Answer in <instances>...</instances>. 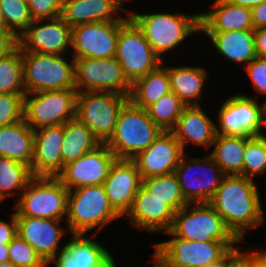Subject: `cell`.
<instances>
[{
	"label": "cell",
	"instance_id": "45",
	"mask_svg": "<svg viewBox=\"0 0 266 267\" xmlns=\"http://www.w3.org/2000/svg\"><path fill=\"white\" fill-rule=\"evenodd\" d=\"M253 38L257 58L266 59V27L253 29Z\"/></svg>",
	"mask_w": 266,
	"mask_h": 267
},
{
	"label": "cell",
	"instance_id": "55",
	"mask_svg": "<svg viewBox=\"0 0 266 267\" xmlns=\"http://www.w3.org/2000/svg\"><path fill=\"white\" fill-rule=\"evenodd\" d=\"M252 267H264L252 254H251Z\"/></svg>",
	"mask_w": 266,
	"mask_h": 267
},
{
	"label": "cell",
	"instance_id": "40",
	"mask_svg": "<svg viewBox=\"0 0 266 267\" xmlns=\"http://www.w3.org/2000/svg\"><path fill=\"white\" fill-rule=\"evenodd\" d=\"M25 94H0V127L23 120Z\"/></svg>",
	"mask_w": 266,
	"mask_h": 267
},
{
	"label": "cell",
	"instance_id": "7",
	"mask_svg": "<svg viewBox=\"0 0 266 267\" xmlns=\"http://www.w3.org/2000/svg\"><path fill=\"white\" fill-rule=\"evenodd\" d=\"M68 191L57 177H33L19 193L15 215L62 220L67 215Z\"/></svg>",
	"mask_w": 266,
	"mask_h": 267
},
{
	"label": "cell",
	"instance_id": "46",
	"mask_svg": "<svg viewBox=\"0 0 266 267\" xmlns=\"http://www.w3.org/2000/svg\"><path fill=\"white\" fill-rule=\"evenodd\" d=\"M253 28H264L266 27V0L251 8Z\"/></svg>",
	"mask_w": 266,
	"mask_h": 267
},
{
	"label": "cell",
	"instance_id": "30",
	"mask_svg": "<svg viewBox=\"0 0 266 267\" xmlns=\"http://www.w3.org/2000/svg\"><path fill=\"white\" fill-rule=\"evenodd\" d=\"M159 66L131 84L128 100L139 108L146 109L171 91L166 67Z\"/></svg>",
	"mask_w": 266,
	"mask_h": 267
},
{
	"label": "cell",
	"instance_id": "31",
	"mask_svg": "<svg viewBox=\"0 0 266 267\" xmlns=\"http://www.w3.org/2000/svg\"><path fill=\"white\" fill-rule=\"evenodd\" d=\"M211 146H214V150L208 155L220 167L224 175L243 176L246 137L217 134Z\"/></svg>",
	"mask_w": 266,
	"mask_h": 267
},
{
	"label": "cell",
	"instance_id": "57",
	"mask_svg": "<svg viewBox=\"0 0 266 267\" xmlns=\"http://www.w3.org/2000/svg\"><path fill=\"white\" fill-rule=\"evenodd\" d=\"M20 1L25 2V3H28L29 0H20Z\"/></svg>",
	"mask_w": 266,
	"mask_h": 267
},
{
	"label": "cell",
	"instance_id": "28",
	"mask_svg": "<svg viewBox=\"0 0 266 267\" xmlns=\"http://www.w3.org/2000/svg\"><path fill=\"white\" fill-rule=\"evenodd\" d=\"M219 54L238 64H249L257 58L253 30L205 32ZM243 62V63H242Z\"/></svg>",
	"mask_w": 266,
	"mask_h": 267
},
{
	"label": "cell",
	"instance_id": "56",
	"mask_svg": "<svg viewBox=\"0 0 266 267\" xmlns=\"http://www.w3.org/2000/svg\"><path fill=\"white\" fill-rule=\"evenodd\" d=\"M0 267H17V266H15L12 262L8 261V262L0 263Z\"/></svg>",
	"mask_w": 266,
	"mask_h": 267
},
{
	"label": "cell",
	"instance_id": "18",
	"mask_svg": "<svg viewBox=\"0 0 266 267\" xmlns=\"http://www.w3.org/2000/svg\"><path fill=\"white\" fill-rule=\"evenodd\" d=\"M184 153L174 134L163 131L147 149L132 160L144 179L174 172Z\"/></svg>",
	"mask_w": 266,
	"mask_h": 267
},
{
	"label": "cell",
	"instance_id": "48",
	"mask_svg": "<svg viewBox=\"0 0 266 267\" xmlns=\"http://www.w3.org/2000/svg\"><path fill=\"white\" fill-rule=\"evenodd\" d=\"M227 1L232 3V4L247 7V8L251 9L255 6H258L259 4L264 2L265 0H227Z\"/></svg>",
	"mask_w": 266,
	"mask_h": 267
},
{
	"label": "cell",
	"instance_id": "49",
	"mask_svg": "<svg viewBox=\"0 0 266 267\" xmlns=\"http://www.w3.org/2000/svg\"><path fill=\"white\" fill-rule=\"evenodd\" d=\"M250 253L264 266L266 267V251L263 250H254Z\"/></svg>",
	"mask_w": 266,
	"mask_h": 267
},
{
	"label": "cell",
	"instance_id": "25",
	"mask_svg": "<svg viewBox=\"0 0 266 267\" xmlns=\"http://www.w3.org/2000/svg\"><path fill=\"white\" fill-rule=\"evenodd\" d=\"M171 132L181 144L183 151L185 144L191 141L195 145L209 148L217 135L215 123L200 105L186 106Z\"/></svg>",
	"mask_w": 266,
	"mask_h": 267
},
{
	"label": "cell",
	"instance_id": "21",
	"mask_svg": "<svg viewBox=\"0 0 266 267\" xmlns=\"http://www.w3.org/2000/svg\"><path fill=\"white\" fill-rule=\"evenodd\" d=\"M17 235L29 243L48 264L58 253L65 232L58 227L61 220L16 216Z\"/></svg>",
	"mask_w": 266,
	"mask_h": 267
},
{
	"label": "cell",
	"instance_id": "54",
	"mask_svg": "<svg viewBox=\"0 0 266 267\" xmlns=\"http://www.w3.org/2000/svg\"><path fill=\"white\" fill-rule=\"evenodd\" d=\"M154 257L156 259V261H154V264L152 267H169L167 264H165L159 257H157L154 254Z\"/></svg>",
	"mask_w": 266,
	"mask_h": 267
},
{
	"label": "cell",
	"instance_id": "51",
	"mask_svg": "<svg viewBox=\"0 0 266 267\" xmlns=\"http://www.w3.org/2000/svg\"><path fill=\"white\" fill-rule=\"evenodd\" d=\"M8 245H0V263L8 262Z\"/></svg>",
	"mask_w": 266,
	"mask_h": 267
},
{
	"label": "cell",
	"instance_id": "26",
	"mask_svg": "<svg viewBox=\"0 0 266 267\" xmlns=\"http://www.w3.org/2000/svg\"><path fill=\"white\" fill-rule=\"evenodd\" d=\"M213 8L199 14L200 31L226 32L253 30L251 9L232 4L227 0H215Z\"/></svg>",
	"mask_w": 266,
	"mask_h": 267
},
{
	"label": "cell",
	"instance_id": "53",
	"mask_svg": "<svg viewBox=\"0 0 266 267\" xmlns=\"http://www.w3.org/2000/svg\"><path fill=\"white\" fill-rule=\"evenodd\" d=\"M0 31H9L0 8Z\"/></svg>",
	"mask_w": 266,
	"mask_h": 267
},
{
	"label": "cell",
	"instance_id": "39",
	"mask_svg": "<svg viewBox=\"0 0 266 267\" xmlns=\"http://www.w3.org/2000/svg\"><path fill=\"white\" fill-rule=\"evenodd\" d=\"M9 261L17 267H46L38 252L18 235L8 244Z\"/></svg>",
	"mask_w": 266,
	"mask_h": 267
},
{
	"label": "cell",
	"instance_id": "9",
	"mask_svg": "<svg viewBox=\"0 0 266 267\" xmlns=\"http://www.w3.org/2000/svg\"><path fill=\"white\" fill-rule=\"evenodd\" d=\"M194 205L190 209V203H187L174 213L170 231L176 237L199 242L240 241L209 203Z\"/></svg>",
	"mask_w": 266,
	"mask_h": 267
},
{
	"label": "cell",
	"instance_id": "47",
	"mask_svg": "<svg viewBox=\"0 0 266 267\" xmlns=\"http://www.w3.org/2000/svg\"><path fill=\"white\" fill-rule=\"evenodd\" d=\"M226 267H252L251 253L250 252H239Z\"/></svg>",
	"mask_w": 266,
	"mask_h": 267
},
{
	"label": "cell",
	"instance_id": "27",
	"mask_svg": "<svg viewBox=\"0 0 266 267\" xmlns=\"http://www.w3.org/2000/svg\"><path fill=\"white\" fill-rule=\"evenodd\" d=\"M34 130L23 120L0 127V156L22 162L31 168Z\"/></svg>",
	"mask_w": 266,
	"mask_h": 267
},
{
	"label": "cell",
	"instance_id": "22",
	"mask_svg": "<svg viewBox=\"0 0 266 267\" xmlns=\"http://www.w3.org/2000/svg\"><path fill=\"white\" fill-rule=\"evenodd\" d=\"M72 236L48 264L55 262L54 267H116L112 254L100 243L85 234Z\"/></svg>",
	"mask_w": 266,
	"mask_h": 267
},
{
	"label": "cell",
	"instance_id": "33",
	"mask_svg": "<svg viewBox=\"0 0 266 267\" xmlns=\"http://www.w3.org/2000/svg\"><path fill=\"white\" fill-rule=\"evenodd\" d=\"M142 186L154 197L164 201L174 212L186 204L180 184L174 172L142 179Z\"/></svg>",
	"mask_w": 266,
	"mask_h": 267
},
{
	"label": "cell",
	"instance_id": "42",
	"mask_svg": "<svg viewBox=\"0 0 266 267\" xmlns=\"http://www.w3.org/2000/svg\"><path fill=\"white\" fill-rule=\"evenodd\" d=\"M245 68L256 91L266 94V59L255 58Z\"/></svg>",
	"mask_w": 266,
	"mask_h": 267
},
{
	"label": "cell",
	"instance_id": "8",
	"mask_svg": "<svg viewBox=\"0 0 266 267\" xmlns=\"http://www.w3.org/2000/svg\"><path fill=\"white\" fill-rule=\"evenodd\" d=\"M128 101V96L115 92H78L75 118L85 124L101 144H106Z\"/></svg>",
	"mask_w": 266,
	"mask_h": 267
},
{
	"label": "cell",
	"instance_id": "24",
	"mask_svg": "<svg viewBox=\"0 0 266 267\" xmlns=\"http://www.w3.org/2000/svg\"><path fill=\"white\" fill-rule=\"evenodd\" d=\"M124 1L127 0H64L61 17L71 28L91 22L127 20L128 16L114 18L123 9Z\"/></svg>",
	"mask_w": 266,
	"mask_h": 267
},
{
	"label": "cell",
	"instance_id": "15",
	"mask_svg": "<svg viewBox=\"0 0 266 267\" xmlns=\"http://www.w3.org/2000/svg\"><path fill=\"white\" fill-rule=\"evenodd\" d=\"M126 20L91 22L72 27L73 58L115 57L119 27Z\"/></svg>",
	"mask_w": 266,
	"mask_h": 267
},
{
	"label": "cell",
	"instance_id": "16",
	"mask_svg": "<svg viewBox=\"0 0 266 267\" xmlns=\"http://www.w3.org/2000/svg\"><path fill=\"white\" fill-rule=\"evenodd\" d=\"M116 159L106 144H100L76 161L65 165L57 178L68 190L82 186L103 185Z\"/></svg>",
	"mask_w": 266,
	"mask_h": 267
},
{
	"label": "cell",
	"instance_id": "34",
	"mask_svg": "<svg viewBox=\"0 0 266 267\" xmlns=\"http://www.w3.org/2000/svg\"><path fill=\"white\" fill-rule=\"evenodd\" d=\"M32 178L29 166L0 156V202L14 195L15 189L23 191Z\"/></svg>",
	"mask_w": 266,
	"mask_h": 267
},
{
	"label": "cell",
	"instance_id": "36",
	"mask_svg": "<svg viewBox=\"0 0 266 267\" xmlns=\"http://www.w3.org/2000/svg\"><path fill=\"white\" fill-rule=\"evenodd\" d=\"M186 105L169 92L146 108L149 118L162 130L171 131Z\"/></svg>",
	"mask_w": 266,
	"mask_h": 267
},
{
	"label": "cell",
	"instance_id": "12",
	"mask_svg": "<svg viewBox=\"0 0 266 267\" xmlns=\"http://www.w3.org/2000/svg\"><path fill=\"white\" fill-rule=\"evenodd\" d=\"M73 59L77 92H115L129 96L131 84L115 57Z\"/></svg>",
	"mask_w": 266,
	"mask_h": 267
},
{
	"label": "cell",
	"instance_id": "14",
	"mask_svg": "<svg viewBox=\"0 0 266 267\" xmlns=\"http://www.w3.org/2000/svg\"><path fill=\"white\" fill-rule=\"evenodd\" d=\"M262 109L257 101L245 94L234 95L223 102L218 112L216 134L224 136H260ZM219 126V128L217 127Z\"/></svg>",
	"mask_w": 266,
	"mask_h": 267
},
{
	"label": "cell",
	"instance_id": "1",
	"mask_svg": "<svg viewBox=\"0 0 266 267\" xmlns=\"http://www.w3.org/2000/svg\"><path fill=\"white\" fill-rule=\"evenodd\" d=\"M256 185L253 179L241 175H225L209 201L240 241L245 230L265 222Z\"/></svg>",
	"mask_w": 266,
	"mask_h": 267
},
{
	"label": "cell",
	"instance_id": "32",
	"mask_svg": "<svg viewBox=\"0 0 266 267\" xmlns=\"http://www.w3.org/2000/svg\"><path fill=\"white\" fill-rule=\"evenodd\" d=\"M100 144L85 124L77 118L68 120L64 123V140L61 149L63 168Z\"/></svg>",
	"mask_w": 266,
	"mask_h": 267
},
{
	"label": "cell",
	"instance_id": "20",
	"mask_svg": "<svg viewBox=\"0 0 266 267\" xmlns=\"http://www.w3.org/2000/svg\"><path fill=\"white\" fill-rule=\"evenodd\" d=\"M109 203L122 216L130 210L142 186V178L133 160L116 159L103 183Z\"/></svg>",
	"mask_w": 266,
	"mask_h": 267
},
{
	"label": "cell",
	"instance_id": "43",
	"mask_svg": "<svg viewBox=\"0 0 266 267\" xmlns=\"http://www.w3.org/2000/svg\"><path fill=\"white\" fill-rule=\"evenodd\" d=\"M17 235V220L15 212L11 215V221L0 220V245H8Z\"/></svg>",
	"mask_w": 266,
	"mask_h": 267
},
{
	"label": "cell",
	"instance_id": "35",
	"mask_svg": "<svg viewBox=\"0 0 266 267\" xmlns=\"http://www.w3.org/2000/svg\"><path fill=\"white\" fill-rule=\"evenodd\" d=\"M0 94H26L22 51L18 46L9 54L0 57Z\"/></svg>",
	"mask_w": 266,
	"mask_h": 267
},
{
	"label": "cell",
	"instance_id": "17",
	"mask_svg": "<svg viewBox=\"0 0 266 267\" xmlns=\"http://www.w3.org/2000/svg\"><path fill=\"white\" fill-rule=\"evenodd\" d=\"M44 19L33 20L17 37L21 51L63 55L71 46V27L61 16L48 19V23L40 24ZM40 24V25H38Z\"/></svg>",
	"mask_w": 266,
	"mask_h": 267
},
{
	"label": "cell",
	"instance_id": "38",
	"mask_svg": "<svg viewBox=\"0 0 266 267\" xmlns=\"http://www.w3.org/2000/svg\"><path fill=\"white\" fill-rule=\"evenodd\" d=\"M0 8L8 30L16 37L33 21L27 3L20 0H0Z\"/></svg>",
	"mask_w": 266,
	"mask_h": 267
},
{
	"label": "cell",
	"instance_id": "23",
	"mask_svg": "<svg viewBox=\"0 0 266 267\" xmlns=\"http://www.w3.org/2000/svg\"><path fill=\"white\" fill-rule=\"evenodd\" d=\"M174 213L164 201L154 197L141 186L126 215L129 216L130 225H134L137 229L155 232L169 231L174 221Z\"/></svg>",
	"mask_w": 266,
	"mask_h": 267
},
{
	"label": "cell",
	"instance_id": "5",
	"mask_svg": "<svg viewBox=\"0 0 266 267\" xmlns=\"http://www.w3.org/2000/svg\"><path fill=\"white\" fill-rule=\"evenodd\" d=\"M174 236L166 242L156 243L154 254L169 267H204L217 262H224L237 247L239 241L199 242L176 237L170 230L165 231Z\"/></svg>",
	"mask_w": 266,
	"mask_h": 267
},
{
	"label": "cell",
	"instance_id": "52",
	"mask_svg": "<svg viewBox=\"0 0 266 267\" xmlns=\"http://www.w3.org/2000/svg\"><path fill=\"white\" fill-rule=\"evenodd\" d=\"M262 106H263V109H262V128H263V126H266V101L264 102V104H262ZM260 136L266 138V136L263 135V133H261Z\"/></svg>",
	"mask_w": 266,
	"mask_h": 267
},
{
	"label": "cell",
	"instance_id": "50",
	"mask_svg": "<svg viewBox=\"0 0 266 267\" xmlns=\"http://www.w3.org/2000/svg\"><path fill=\"white\" fill-rule=\"evenodd\" d=\"M240 249L235 250L224 262H217L204 267H226L227 264L240 252Z\"/></svg>",
	"mask_w": 266,
	"mask_h": 267
},
{
	"label": "cell",
	"instance_id": "29",
	"mask_svg": "<svg viewBox=\"0 0 266 267\" xmlns=\"http://www.w3.org/2000/svg\"><path fill=\"white\" fill-rule=\"evenodd\" d=\"M166 69L170 79L171 92L186 106L200 105L197 99L201 97L208 72L199 66L167 67Z\"/></svg>",
	"mask_w": 266,
	"mask_h": 267
},
{
	"label": "cell",
	"instance_id": "6",
	"mask_svg": "<svg viewBox=\"0 0 266 267\" xmlns=\"http://www.w3.org/2000/svg\"><path fill=\"white\" fill-rule=\"evenodd\" d=\"M70 62L63 55L22 51L26 93L75 89L74 59Z\"/></svg>",
	"mask_w": 266,
	"mask_h": 267
},
{
	"label": "cell",
	"instance_id": "11",
	"mask_svg": "<svg viewBox=\"0 0 266 267\" xmlns=\"http://www.w3.org/2000/svg\"><path fill=\"white\" fill-rule=\"evenodd\" d=\"M115 58L122 66L124 76L130 84L154 71L162 63L129 15L119 27Z\"/></svg>",
	"mask_w": 266,
	"mask_h": 267
},
{
	"label": "cell",
	"instance_id": "13",
	"mask_svg": "<svg viewBox=\"0 0 266 267\" xmlns=\"http://www.w3.org/2000/svg\"><path fill=\"white\" fill-rule=\"evenodd\" d=\"M184 158L183 155L174 171L184 199L187 203H209L220 186L224 173L209 155L204 159L190 161ZM208 172L211 173L210 176Z\"/></svg>",
	"mask_w": 266,
	"mask_h": 267
},
{
	"label": "cell",
	"instance_id": "37",
	"mask_svg": "<svg viewBox=\"0 0 266 267\" xmlns=\"http://www.w3.org/2000/svg\"><path fill=\"white\" fill-rule=\"evenodd\" d=\"M266 171V138L262 136L246 137L243 157V176L252 179L256 174Z\"/></svg>",
	"mask_w": 266,
	"mask_h": 267
},
{
	"label": "cell",
	"instance_id": "2",
	"mask_svg": "<svg viewBox=\"0 0 266 267\" xmlns=\"http://www.w3.org/2000/svg\"><path fill=\"white\" fill-rule=\"evenodd\" d=\"M163 131L146 109L128 101L121 109L113 136L106 143L117 159L132 160L147 149Z\"/></svg>",
	"mask_w": 266,
	"mask_h": 267
},
{
	"label": "cell",
	"instance_id": "4",
	"mask_svg": "<svg viewBox=\"0 0 266 267\" xmlns=\"http://www.w3.org/2000/svg\"><path fill=\"white\" fill-rule=\"evenodd\" d=\"M119 217L109 203L103 185L82 186L68 191L65 223L72 234H86L97 226L101 229Z\"/></svg>",
	"mask_w": 266,
	"mask_h": 267
},
{
	"label": "cell",
	"instance_id": "19",
	"mask_svg": "<svg viewBox=\"0 0 266 267\" xmlns=\"http://www.w3.org/2000/svg\"><path fill=\"white\" fill-rule=\"evenodd\" d=\"M64 124L44 126L34 130V149L31 161L33 177H57L63 171L62 142Z\"/></svg>",
	"mask_w": 266,
	"mask_h": 267
},
{
	"label": "cell",
	"instance_id": "10",
	"mask_svg": "<svg viewBox=\"0 0 266 267\" xmlns=\"http://www.w3.org/2000/svg\"><path fill=\"white\" fill-rule=\"evenodd\" d=\"M76 89L48 90L26 93L23 119L36 130L44 126L61 125L74 119L77 105ZM32 95V97H29Z\"/></svg>",
	"mask_w": 266,
	"mask_h": 267
},
{
	"label": "cell",
	"instance_id": "3",
	"mask_svg": "<svg viewBox=\"0 0 266 267\" xmlns=\"http://www.w3.org/2000/svg\"><path fill=\"white\" fill-rule=\"evenodd\" d=\"M129 18L143 32L155 54L164 61L161 54L177 47L188 35L200 32L199 13L170 14L153 13L137 14L127 12Z\"/></svg>",
	"mask_w": 266,
	"mask_h": 267
},
{
	"label": "cell",
	"instance_id": "41",
	"mask_svg": "<svg viewBox=\"0 0 266 267\" xmlns=\"http://www.w3.org/2000/svg\"><path fill=\"white\" fill-rule=\"evenodd\" d=\"M64 0H29L27 5L33 20L53 19L61 16Z\"/></svg>",
	"mask_w": 266,
	"mask_h": 267
},
{
	"label": "cell",
	"instance_id": "44",
	"mask_svg": "<svg viewBox=\"0 0 266 267\" xmlns=\"http://www.w3.org/2000/svg\"><path fill=\"white\" fill-rule=\"evenodd\" d=\"M17 46V37L11 31H0V57L9 54Z\"/></svg>",
	"mask_w": 266,
	"mask_h": 267
}]
</instances>
